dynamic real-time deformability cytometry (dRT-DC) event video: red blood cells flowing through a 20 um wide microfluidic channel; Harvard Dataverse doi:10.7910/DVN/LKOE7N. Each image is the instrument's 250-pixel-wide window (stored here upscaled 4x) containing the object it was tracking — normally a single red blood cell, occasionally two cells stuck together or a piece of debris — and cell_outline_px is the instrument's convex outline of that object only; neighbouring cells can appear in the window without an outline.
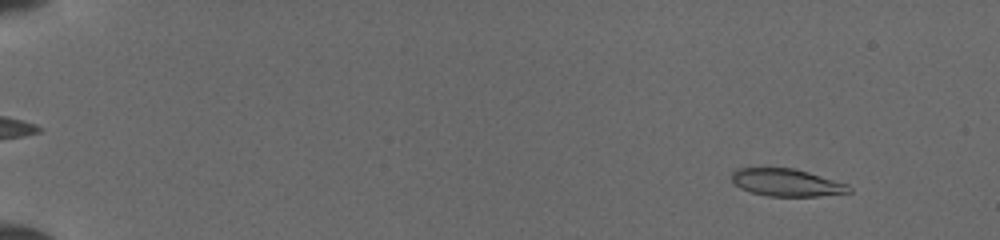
{"species": "common noctule bat (a hibernating species)", "species_latin": "Nyctalus noctula", "temperature_condition": "cold", "stored_images_in_passage": 50, "camera_frame_rate_fps": 3000, "um_per_image_px": 0.085, "animal": {"sex": "female", "body_mass_g": 19.5, "forearm_length_mm": 54.1}, "frame": {"image": 1, "passage_image": 5, "time_ms": 1.333, "image_size_px": [1000, 240], "cell_outline_px": [[852, 192], [816, 196], [768, 196], [752, 192], [740, 188], [732, 180], [732, 172], [736, 168], [792, 168], [808, 172], [848, 184], [852, 188]], "centroid_in_image_um": [66.87, 15.52], "position_along_channel_um": 18.1, "area_um2": 18.61}}
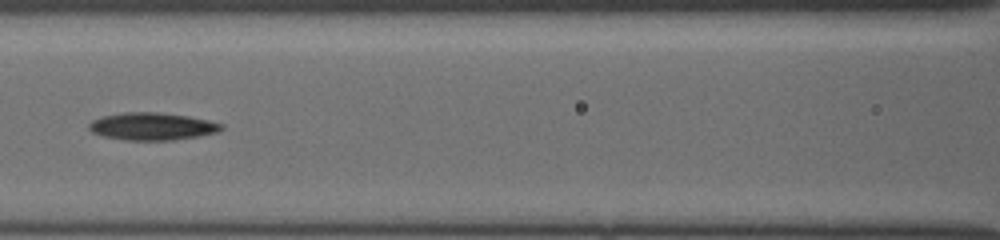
{"frame": {"image": 2, "passage_image": 25, "time_ms": 8.0, "image_size_px": [1000, 240], "cell_outline_px": [[224, 128], [216, 132], [200, 136], [172, 140], [124, 140], [104, 136], [92, 132], [88, 128], [88, 124], [92, 120], [100, 116], [124, 112], [160, 112], [188, 116], [208, 120], [224, 124]], "centroid_in_image_um": [12.92, 10.73], "position_along_channel_um": 153.7, "area_um2": 21.33}}
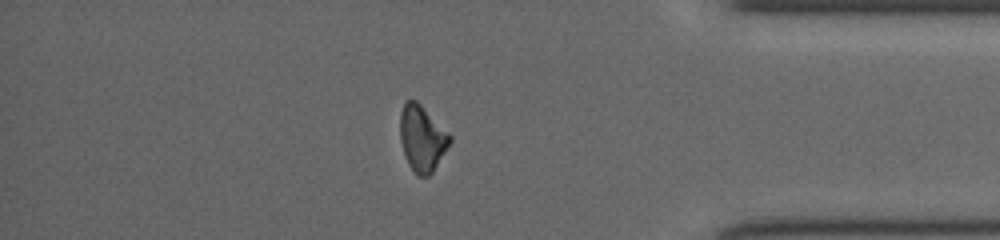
{"frame": {"image": 3, "passage_image": 44, "time_ms": 14.333, "image_size_px": [1000, 240], "cell_outline_px": [[452, 140], [432, 172], [428, 176], [416, 176], [408, 164], [404, 156], [400, 140], [400, 112], [404, 100], [416, 100], [452, 136]], "centroid_in_image_um": [35.85, 11.76], "position_along_channel_um": 399.4, "area_um2": 19.13}}